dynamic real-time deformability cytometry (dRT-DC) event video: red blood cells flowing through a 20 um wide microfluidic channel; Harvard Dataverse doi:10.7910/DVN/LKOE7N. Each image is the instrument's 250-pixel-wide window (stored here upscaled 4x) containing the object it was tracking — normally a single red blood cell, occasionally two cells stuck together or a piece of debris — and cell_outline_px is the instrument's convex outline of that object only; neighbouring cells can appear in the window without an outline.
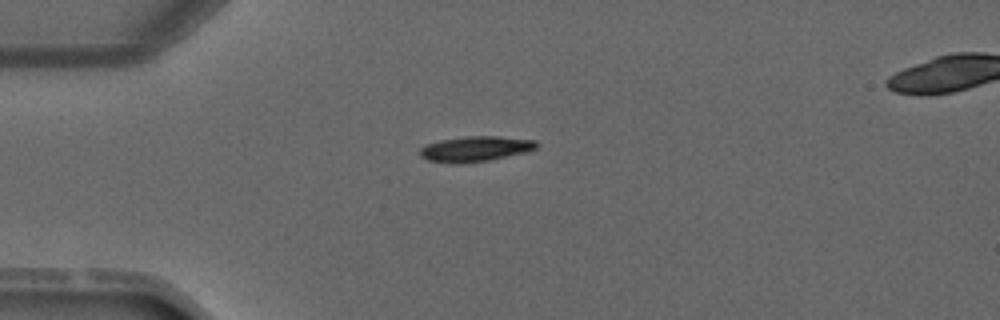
{"species": "common noctule bat (a hibernating species)", "species_latin": "Nyctalus noctula", "temperature_condition": "warm", "stored_images_in_passage": 3, "camera_frame_rate_fps": 3000, "um_per_image_px": 0.085, "animal": {"sex": "male", "forearm_length_mm": 52.5}, "frame": {"image": 1, "passage_image": 3, "time_ms": 3.333, "image_size_px": [1000, 320], "cell_outline_px": [[540, 144], [536, 148], [528, 152], [488, 160], [456, 164], [452, 164], [428, 160], [420, 156], [420, 148], [428, 144], [440, 140], [468, 136], [496, 136], [536, 140]], "centroid_in_image_um": [40.43, 12.65], "position_along_channel_um": 44.6, "area_um2": 17.22}}